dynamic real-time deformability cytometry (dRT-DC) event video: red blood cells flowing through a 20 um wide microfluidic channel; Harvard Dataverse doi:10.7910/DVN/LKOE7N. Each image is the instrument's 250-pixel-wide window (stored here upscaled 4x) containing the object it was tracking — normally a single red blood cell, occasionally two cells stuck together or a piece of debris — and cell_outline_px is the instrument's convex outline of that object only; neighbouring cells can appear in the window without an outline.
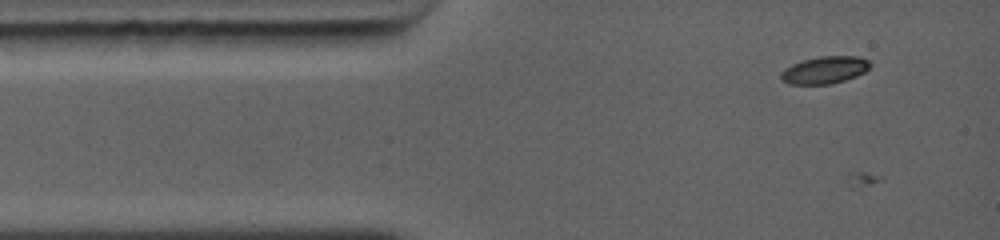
{"species": "common noctule bat (a hibernating species)", "species_latin": "Nyctalus noctula", "temperature_condition": "warm", "stored_images_in_passage": 3, "camera_frame_rate_fps": 5000, "um_per_image_px": 0.085, "animal": {"sex": "female", "body_mass_g": 19.0, "forearm_length_mm": 56.7}, "frame": {"image": 1, "passage_image": 1, "time_ms": 0.0, "image_size_px": [1000, 240], "cell_outline_px": [[872, 64], [864, 72], [856, 76], [832, 84], [788, 84], [780, 80], [780, 72], [784, 68], [792, 64], [804, 60], [820, 56], [860, 56], [868, 60]], "centroid_in_image_um": [70.07, 5.95], "position_along_channel_um": 14.9, "area_um2": 14.28}}